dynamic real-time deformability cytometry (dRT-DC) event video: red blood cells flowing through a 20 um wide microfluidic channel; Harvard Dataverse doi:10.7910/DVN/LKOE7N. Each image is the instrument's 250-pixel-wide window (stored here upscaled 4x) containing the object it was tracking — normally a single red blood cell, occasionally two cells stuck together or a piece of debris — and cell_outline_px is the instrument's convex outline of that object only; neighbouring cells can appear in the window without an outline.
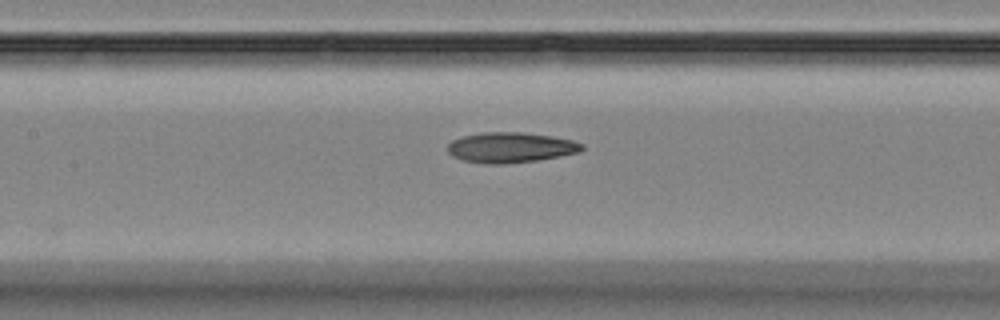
{"species": "Egyptian fruit bat (a non-hibernating species)", "species_latin": "Rousettus aegyptiacus", "temperature_condition": "room temperature", "stored_images_in_passage": 5, "camera_frame_rate_fps": 3000, "um_per_image_px": 0.085, "animal": {"sex": "female"}, "frame": {"image": 1, "passage_image": 4, "time_ms": 5.0, "image_size_px": [1000, 320], "cell_outline_px": [[584, 148], [580, 152], [560, 156], [536, 160], [504, 164], [484, 164], [464, 160], [452, 156], [448, 152], [448, 144], [452, 140], [460, 136], [484, 132], [524, 132], [552, 136], [572, 140], [584, 144]], "centroid_in_image_um": [43.39, 12.53], "position_along_channel_um": 164.0, "area_um2": 23.87}}
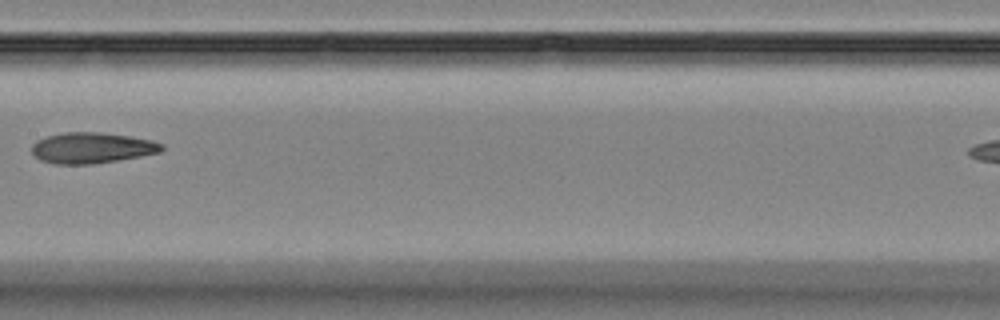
{"frame": {"image": 2, "passage_image": 5, "time_ms": 6.0, "image_size_px": [1000, 320], "cell_outline_px": [[164, 148], [160, 152], [140, 156], [92, 164], [56, 164], [40, 160], [32, 152], [32, 144], [36, 140], [48, 136], [64, 132], [100, 132], [132, 136], [152, 140], [164, 144]], "centroid_in_image_um": [7.82, 12.56], "position_along_channel_um": 199.6, "area_um2": 23.35}}